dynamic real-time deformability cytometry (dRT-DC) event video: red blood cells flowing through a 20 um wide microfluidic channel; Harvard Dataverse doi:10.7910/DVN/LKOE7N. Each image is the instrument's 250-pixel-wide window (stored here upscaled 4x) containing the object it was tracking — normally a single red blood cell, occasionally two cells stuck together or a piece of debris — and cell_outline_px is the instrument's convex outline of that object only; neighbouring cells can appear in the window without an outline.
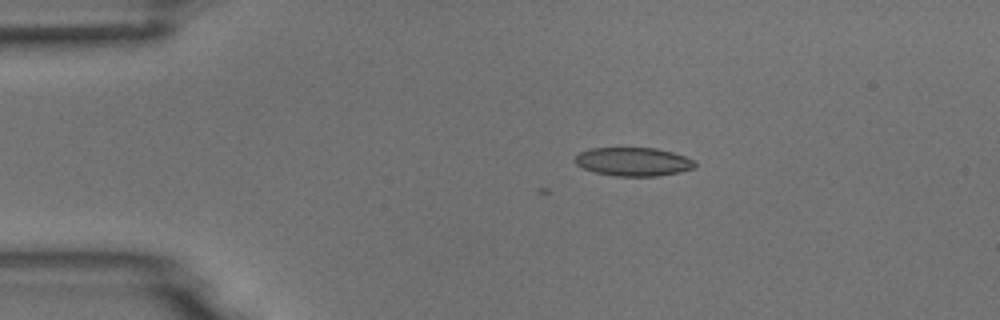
{"species": "common noctule bat (a hibernating species)", "species_latin": "Nyctalus noctula", "temperature_condition": "room temperature", "stored_images_in_passage": 4, "camera_frame_rate_fps": 3000, "um_per_image_px": 0.085, "animal": {"sex": "male", "body_mass_g": 18.8}, "frame": {"image": 1, "passage_image": 4, "time_ms": 1.0, "image_size_px": [1000, 320], "cell_outline_px": [[696, 168], [680, 172], [656, 176], [616, 176], [596, 172], [584, 168], [576, 164], [576, 156], [580, 152], [592, 148], [656, 148], [672, 152], [696, 160]], "centroid_in_image_um": [53.89, 13.74], "position_along_channel_um": 31.1, "area_um2": 19.88}}